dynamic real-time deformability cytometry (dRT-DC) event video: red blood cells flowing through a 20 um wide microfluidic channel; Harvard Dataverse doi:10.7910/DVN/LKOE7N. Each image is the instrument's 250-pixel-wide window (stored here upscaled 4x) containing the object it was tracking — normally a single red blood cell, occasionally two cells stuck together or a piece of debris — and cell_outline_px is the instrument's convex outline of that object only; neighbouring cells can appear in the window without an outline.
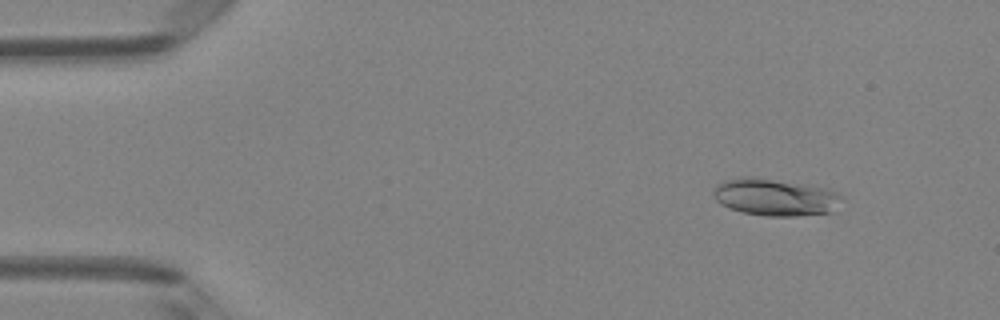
{"species": "Egyptian fruit bat (a non-hibernating species)", "species_latin": "Rousettus aegyptiacus", "temperature_condition": "room temperature", "stored_images_in_passage": 5, "camera_frame_rate_fps": 3000, "um_per_image_px": 0.085, "animal": {"sex": "female"}, "frame": {"image": 1, "passage_image": 1, "time_ms": 0.0, "image_size_px": [1000, 320], "cell_outline_px": [[840, 196], [836, 212], [796, 216], [764, 216], [744, 212], [720, 204], [716, 200], [712, 192], [716, 184], [724, 180], [740, 176], [748, 176], [804, 184], [828, 188], [836, 192]], "centroid_in_image_um": [65.87, 16.76], "position_along_channel_um": 19.1, "area_um2": 27.8}}
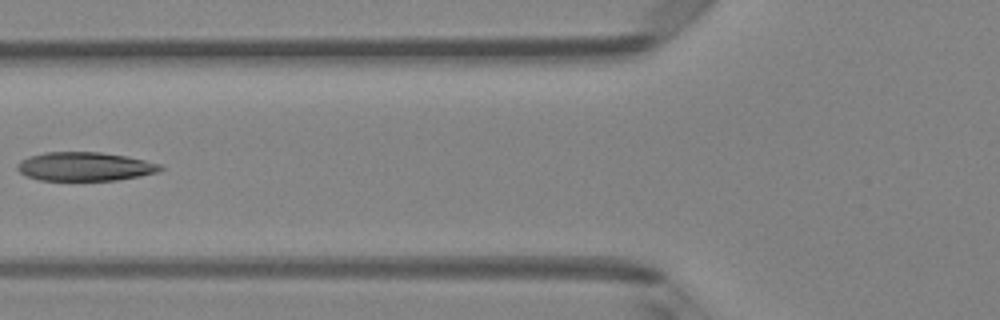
{"frame": {"image": 2, "passage_image": 5, "time_ms": 1.333, "image_size_px": [1000, 320], "cell_outline_px": [[164, 168], [156, 172], [140, 176], [116, 180], [40, 180], [24, 176], [16, 168], [16, 164], [20, 160], [28, 156], [44, 152], [100, 152], [128, 156], [160, 164]], "centroid_in_image_um": [7.16, 14.15], "position_along_channel_um": 118.6, "area_um2": 24.1}}